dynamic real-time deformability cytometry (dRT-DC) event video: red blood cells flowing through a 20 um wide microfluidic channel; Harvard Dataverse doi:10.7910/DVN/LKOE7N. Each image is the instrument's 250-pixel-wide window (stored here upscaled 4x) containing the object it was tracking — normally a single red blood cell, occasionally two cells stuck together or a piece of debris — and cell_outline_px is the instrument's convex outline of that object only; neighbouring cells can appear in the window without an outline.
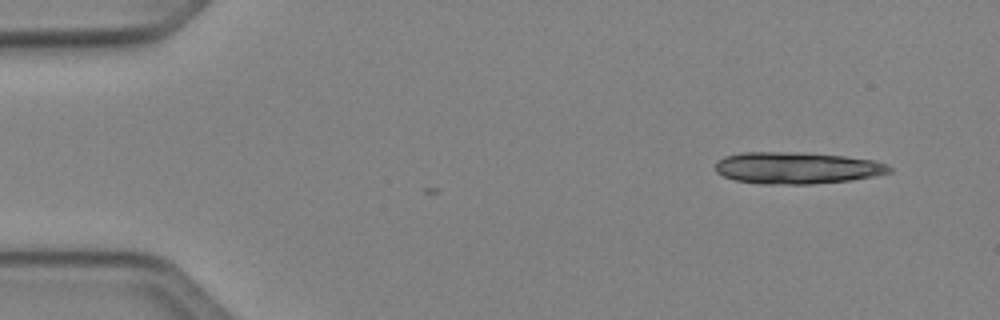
{"species": "Egyptian fruit bat (a non-hibernating species)", "species_latin": "Rousettus aegyptiacus", "temperature_condition": "cold", "stored_images_in_passage": 2, "camera_frame_rate_fps": 3000, "um_per_image_px": 0.085, "animal": {"sex": "female"}, "frame": {"image": 1, "passage_image": 2, "time_ms": 0.333, "image_size_px": [1000, 320], "cell_outline_px": [[892, 172], [872, 176], [848, 180], [812, 184], [760, 184], [736, 180], [724, 176], [716, 172], [716, 160], [724, 156], [740, 152], [804, 152], [844, 156], [872, 160], [888, 164], [892, 168]], "centroid_in_image_um": [67.71, 14.26], "position_along_channel_um": 17.3, "area_um2": 32.31}}